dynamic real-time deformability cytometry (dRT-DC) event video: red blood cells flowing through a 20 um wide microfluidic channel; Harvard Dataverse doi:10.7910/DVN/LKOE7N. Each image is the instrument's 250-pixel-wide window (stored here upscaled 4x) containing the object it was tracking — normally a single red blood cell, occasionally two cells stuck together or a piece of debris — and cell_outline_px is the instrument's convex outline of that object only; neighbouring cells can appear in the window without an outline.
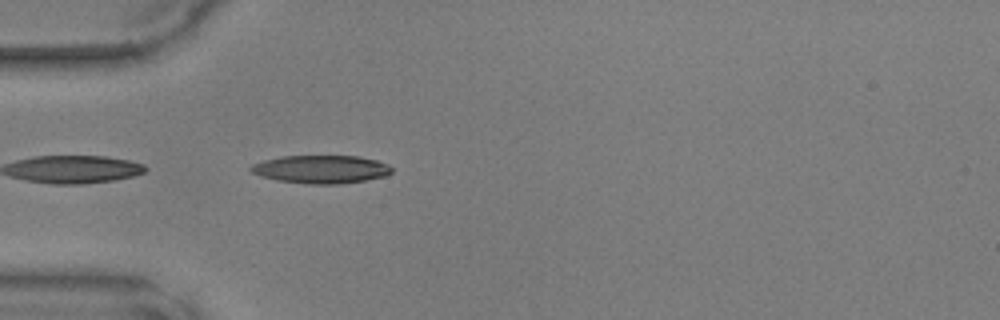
{"species": "common noctule bat (a hibernating species)", "species_latin": "Nyctalus noctula", "temperature_condition": "warm", "stored_images_in_passage": 30, "camera_frame_rate_fps": 3000, "um_per_image_px": 0.085, "animal": {"sex": "male", "body_mass_g": 17.9, "forearm_length_mm": 54.2}, "frame": {"image": 1, "passage_image": 1, "time_ms": 0.0, "image_size_px": [1000, 320], "cell_outline_px": [[392, 172], [388, 176], [364, 180], [336, 184], [308, 184], [276, 180], [260, 176], [252, 172], [248, 168], [252, 164], [264, 160], [284, 156], [360, 156], [376, 160], [388, 164], [392, 168]], "centroid_in_image_um": [27.3, 14.39], "position_along_channel_um": 57.7, "area_um2": 23.12}}